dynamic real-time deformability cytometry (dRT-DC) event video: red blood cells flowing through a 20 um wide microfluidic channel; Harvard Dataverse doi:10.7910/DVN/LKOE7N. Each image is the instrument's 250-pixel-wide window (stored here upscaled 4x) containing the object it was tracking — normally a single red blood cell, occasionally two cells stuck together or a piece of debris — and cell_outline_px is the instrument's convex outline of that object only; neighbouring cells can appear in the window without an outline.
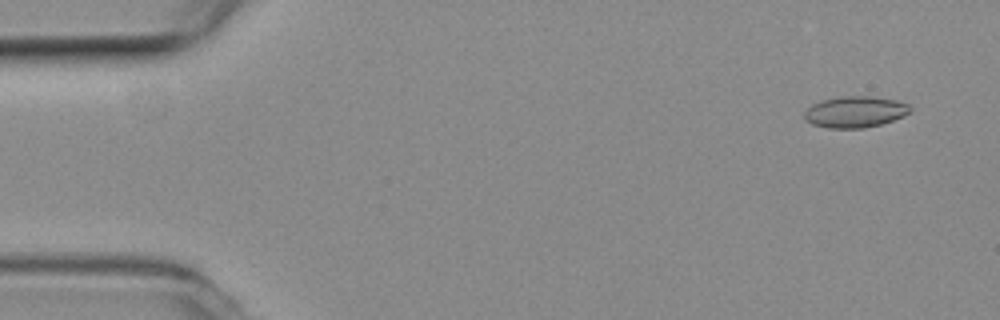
{"species": "common noctule bat (a hibernating species)", "species_latin": "Nyctalus noctula", "temperature_condition": "room temperature", "stored_images_in_passage": 7, "camera_frame_rate_fps": 3000, "um_per_image_px": 0.085, "animal": {"sex": "female", "body_mass_g": 19.3, "forearm_length_mm": 54.1}, "frame": {"image": 1, "passage_image": 2, "time_ms": 0.333, "image_size_px": [1000, 320], "cell_outline_px": [[912, 112], [904, 116], [880, 124], [864, 128], [828, 128], [812, 124], [804, 120], [804, 112], [812, 104], [820, 100], [840, 96], [868, 96], [896, 100], [908, 104], [912, 108]], "centroid_in_image_um": [72.67, 9.51], "position_along_channel_um": 12.3, "area_um2": 19.42}}
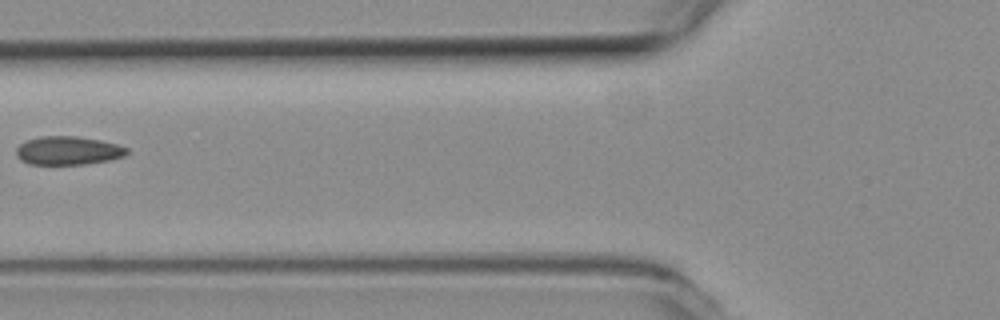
{"frame": {"image": 2, "passage_image": 7, "time_ms": 2.0, "image_size_px": [1000, 320], "cell_outline_px": [[128, 152], [124, 156], [108, 160], [84, 164], [28, 164], [20, 160], [16, 156], [16, 148], [20, 144], [28, 140], [40, 136], [76, 136], [100, 140], [116, 144], [128, 148]], "centroid_in_image_um": [5.76, 12.8], "position_along_channel_um": 120.0, "area_um2": 18.32}}